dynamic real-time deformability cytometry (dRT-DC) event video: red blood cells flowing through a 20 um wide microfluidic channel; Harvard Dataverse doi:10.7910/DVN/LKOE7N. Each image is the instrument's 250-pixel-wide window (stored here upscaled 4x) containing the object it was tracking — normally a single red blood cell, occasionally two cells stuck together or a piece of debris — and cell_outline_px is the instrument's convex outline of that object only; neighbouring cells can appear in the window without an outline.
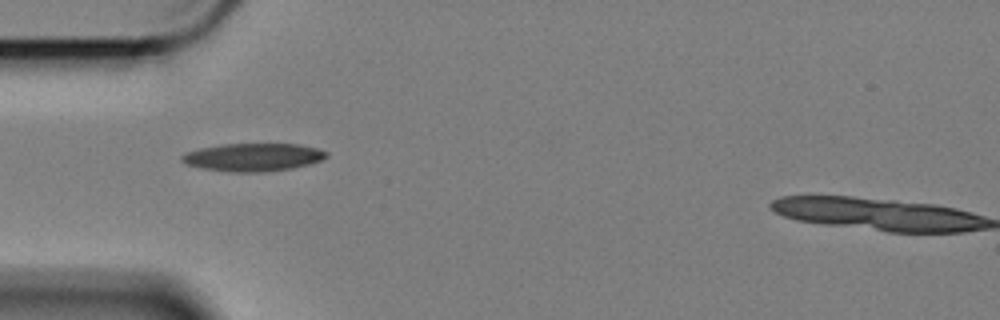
{"species": "Egyptian fruit bat (a non-hibernating species)", "species_latin": "Rousettus aegyptiacus", "temperature_condition": "cold", "stored_images_in_passage": 35, "camera_frame_rate_fps": 3000, "um_per_image_px": 0.085, "animal": {"sex": "female"}, "frame": {"image": 1, "passage_image": 1, "time_ms": 0.0, "image_size_px": [1000, 320], "cell_outline_px": [[328, 156], [320, 160], [308, 164], [292, 168], [264, 172], [232, 172], [204, 168], [188, 164], [180, 160], [180, 156], [188, 152], [200, 148], [220, 144], [300, 144], [316, 148], [328, 152]], "centroid_in_image_um": [21.52, 13.35], "position_along_channel_um": 63.5, "area_um2": 23.35}}
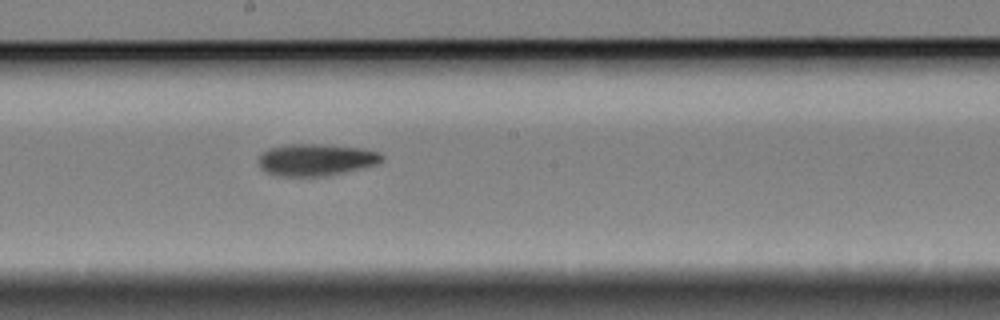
{"frame": {"image": 2, "passage_image": 15, "time_ms": 4.667, "image_size_px": [1000, 320], "cell_outline_px": [[384, 160], [376, 164], [324, 176], [276, 176], [264, 172], [260, 168], [260, 156], [268, 148], [288, 144], [328, 144], [364, 148], [380, 152], [384, 156]], "centroid_in_image_um": [26.86, 13.56], "position_along_channel_um": 221.3, "area_um2": 23.0}}
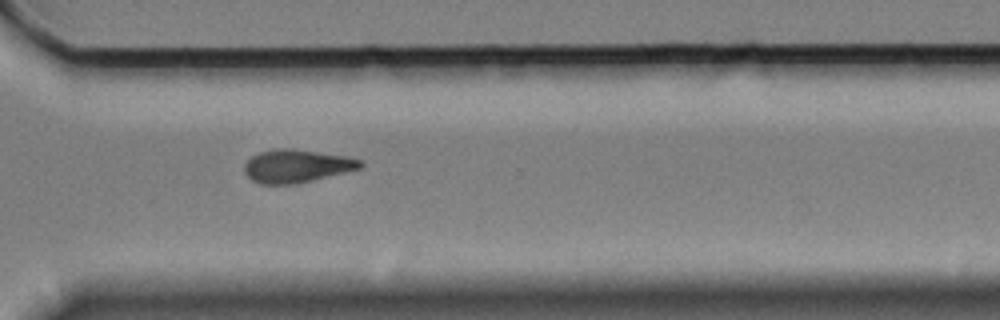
{"frame": {"image": 3, "passage_image": 26, "time_ms": 8.333, "image_size_px": [1000, 320], "cell_outline_px": [[364, 164], [360, 168], [296, 184], [260, 184], [252, 180], [244, 172], [244, 164], [252, 156], [260, 152], [272, 148], [292, 148], [348, 156], [360, 160]], "centroid_in_image_um": [25.19, 14.1], "position_along_channel_um": 345.4, "area_um2": 22.31}, "authors_computed_cell_mechanics": {"area_um2": 22.3108, "velocity_mm_per_s": 3.3905, "shape_relaxation_time_tau1_ms": null, "shape_relaxation_time_tau2_ms": 7.5629, "deformation_change_tau1": null, "deformation_change_tau2": 0.1477}}